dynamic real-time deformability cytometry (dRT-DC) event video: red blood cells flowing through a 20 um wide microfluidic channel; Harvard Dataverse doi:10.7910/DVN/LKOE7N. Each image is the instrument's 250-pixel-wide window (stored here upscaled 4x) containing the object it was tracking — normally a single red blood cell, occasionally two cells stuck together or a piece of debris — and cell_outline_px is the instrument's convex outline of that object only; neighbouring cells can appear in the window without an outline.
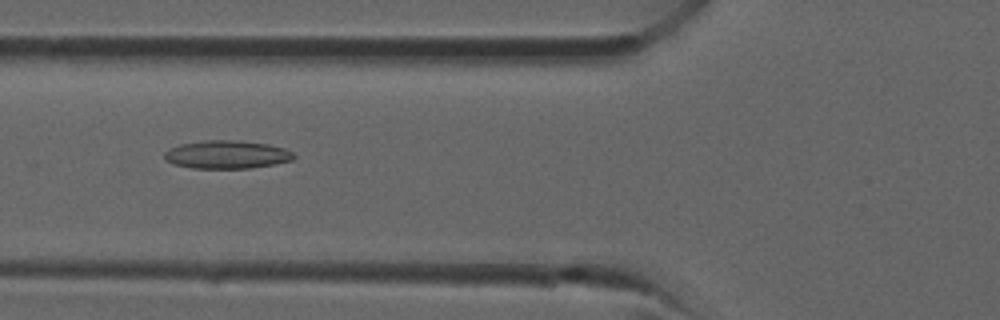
{"species": "common noctule bat (a hibernating species)", "species_latin": "Nyctalus noctula", "temperature_condition": "room temperature", "stored_images_in_passage": 27, "camera_frame_rate_fps": 3000, "um_per_image_px": 0.085, "animal": {"sex": "male", "forearm_length_mm": 52.5}, "frame": {"image": 1, "passage_image": 5, "time_ms": 1.333, "image_size_px": [1000, 320], "cell_outline_px": [[296, 156], [292, 160], [252, 168], [192, 168], [172, 164], [164, 160], [164, 152], [180, 144], [204, 140], [232, 140], [268, 144], [284, 148], [292, 152]], "centroid_in_image_um": [19.25, 13.14], "position_along_channel_um": 106.5, "area_um2": 21.15}}
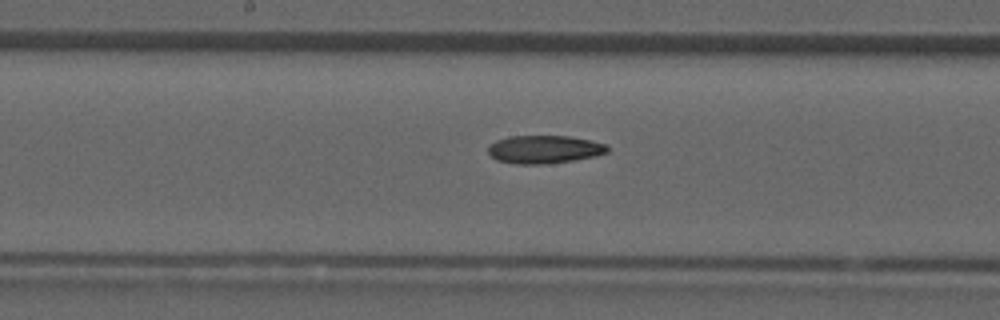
{"frame": {"image": 2, "passage_image": 10, "time_ms": 3.0, "image_size_px": [1000, 320], "cell_outline_px": [[608, 152], [592, 156], [572, 160], [544, 164], [516, 164], [496, 160], [488, 152], [488, 148], [496, 140], [508, 136], [568, 136], [592, 140], [604, 144], [608, 148]], "centroid_in_image_um": [46.23, 12.69], "position_along_channel_um": 202.0, "area_um2": 19.31}}
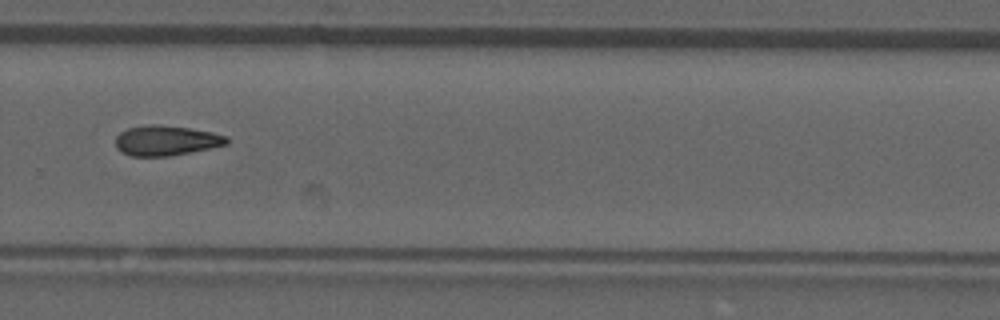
{"frame": {"image": 3, "passage_image": 16, "time_ms": 5.0, "image_size_px": [1000, 320], "cell_outline_px": [[228, 144], [212, 148], [168, 156], [128, 156], [120, 152], [116, 148], [116, 136], [120, 132], [128, 128], [148, 124], [160, 124], [188, 128], [212, 132], [228, 136]], "centroid_in_image_um": [14.1, 11.94], "position_along_channel_um": 315.7, "area_um2": 19.65}}